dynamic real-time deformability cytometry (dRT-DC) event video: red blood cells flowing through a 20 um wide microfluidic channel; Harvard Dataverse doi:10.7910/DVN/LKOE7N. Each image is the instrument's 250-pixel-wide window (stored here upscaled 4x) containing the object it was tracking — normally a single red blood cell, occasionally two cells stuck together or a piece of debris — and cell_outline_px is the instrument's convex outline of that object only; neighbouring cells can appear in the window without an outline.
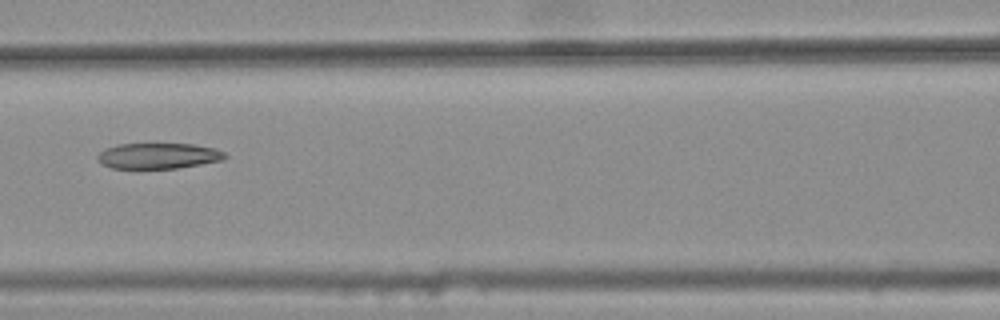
{"species": "common noctule bat (a hibernating species)", "species_latin": "Nyctalus noctula", "temperature_condition": "warm", "stored_images_in_passage": 6, "camera_frame_rate_fps": 3000, "um_per_image_px": 0.085, "animal": {"sex": "female", "body_mass_g": 25.1}, "frame": {"image": 1, "passage_image": 6, "time_ms": 1.667, "image_size_px": [1000, 320], "cell_outline_px": [[228, 156], [224, 160], [176, 168], [112, 168], [104, 164], [96, 156], [104, 148], [116, 144], [192, 144], [212, 148], [224, 152]], "centroid_in_image_um": [13.46, 13.24], "position_along_channel_um": 153.1, "area_um2": 18.9}}